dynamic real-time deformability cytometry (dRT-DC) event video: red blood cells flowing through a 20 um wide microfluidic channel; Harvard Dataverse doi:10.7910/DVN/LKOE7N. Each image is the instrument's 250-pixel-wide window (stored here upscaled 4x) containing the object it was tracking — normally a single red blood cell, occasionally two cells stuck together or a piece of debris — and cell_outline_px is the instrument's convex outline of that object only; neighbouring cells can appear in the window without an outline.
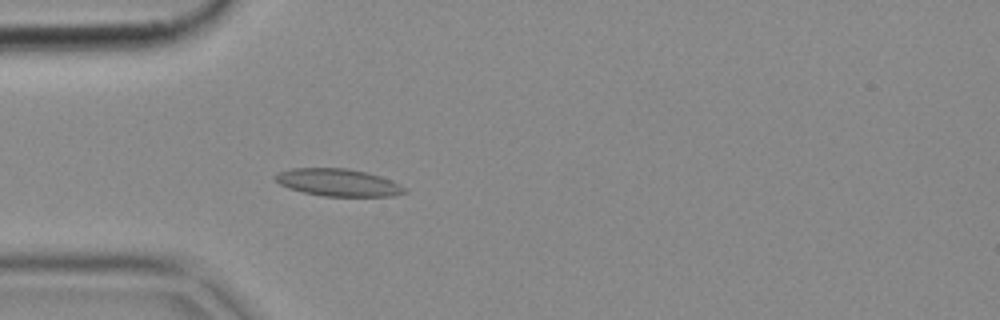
{"species": "common noctule bat (a hibernating species)", "species_latin": "Nyctalus noctula", "temperature_condition": "cold", "stored_images_in_passage": 43, "camera_frame_rate_fps": 3000, "um_per_image_px": 0.085, "animal": {"sex": "female", "body_mass_g": 18.4}, "frame": {"image": 1, "passage_image": 6, "time_ms": 1.667, "image_size_px": [1000, 320], "cell_outline_px": [[408, 192], [392, 196], [324, 196], [304, 192], [288, 188], [280, 184], [272, 176], [280, 172], [292, 168], [348, 168], [380, 176], [392, 180], [400, 184]], "centroid_in_image_um": [28.74, 15.51], "position_along_channel_um": 56.3, "area_um2": 20.52}}
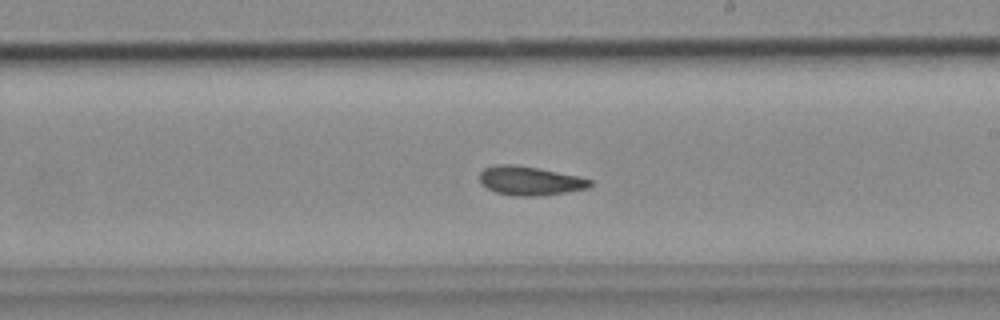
{"frame": {"image": 2, "passage_image": 21, "time_ms": 6.667, "image_size_px": [1000, 320], "cell_outline_px": [[592, 184], [588, 188], [544, 196], [512, 196], [496, 192], [480, 184], [480, 172], [484, 168], [496, 164], [512, 164], [536, 168], [580, 176], [592, 180]], "centroid_in_image_um": [45.04, 15.37], "position_along_channel_um": 244.0, "area_um2": 18.73}}
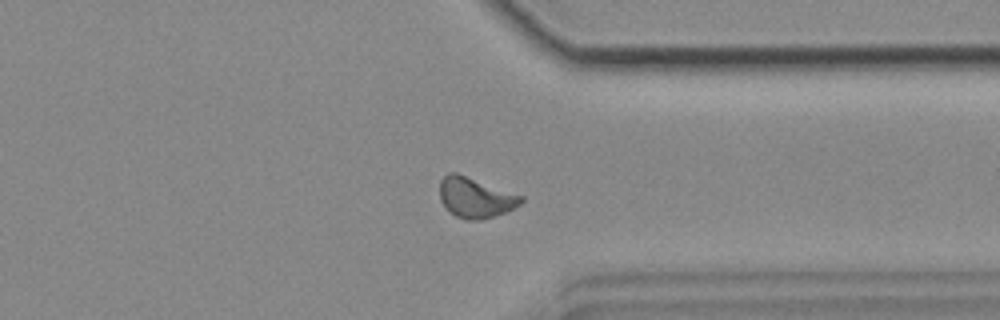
{"frame": {"image": 3, "passage_image": 31, "time_ms": 10.0, "image_size_px": [1000, 320], "cell_outline_px": [[524, 200], [520, 204], [504, 212], [480, 220], [468, 220], [456, 216], [444, 208], [440, 200], [440, 180], [448, 172], [456, 172], [524, 196]], "centroid_in_image_um": [40.38, 16.78], "position_along_channel_um": 371.0, "area_um2": 19.07}}